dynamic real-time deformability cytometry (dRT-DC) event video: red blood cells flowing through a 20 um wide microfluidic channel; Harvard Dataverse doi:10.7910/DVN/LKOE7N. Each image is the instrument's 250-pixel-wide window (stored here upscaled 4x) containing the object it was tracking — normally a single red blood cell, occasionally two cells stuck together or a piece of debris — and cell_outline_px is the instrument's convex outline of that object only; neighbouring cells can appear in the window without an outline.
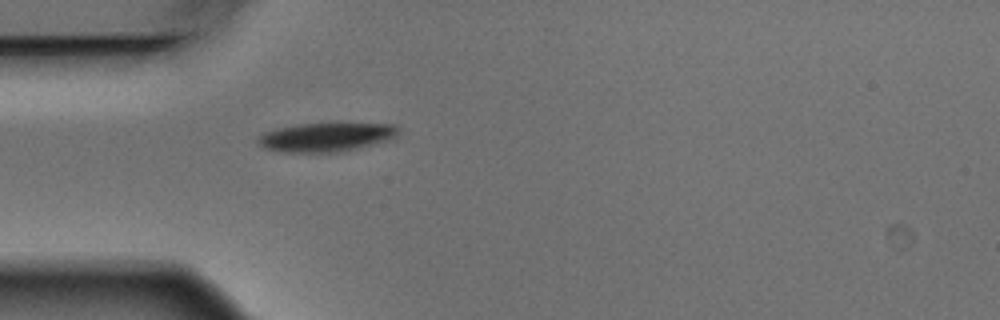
{"species": "Egyptian fruit bat (a non-hibernating species)", "species_latin": "Rousettus aegyptiacus", "temperature_condition": "warm", "stored_images_in_passage": 1, "camera_frame_rate_fps": 3000, "um_per_image_px": 0.085, "animal": {"sex": "male"}, "frame": {"image": 1, "passage_image": 1, "time_ms": 0.0, "image_size_px": [1000, 320], "cell_outline_px": [[400, 132], [396, 140], [336, 152], [284, 152], [264, 148], [256, 140], [264, 132], [276, 128], [296, 124], [336, 120], [392, 124], [400, 128]], "centroid_in_image_um": [27.85, 11.59], "position_along_channel_um": 57.1, "area_um2": 25.09}}